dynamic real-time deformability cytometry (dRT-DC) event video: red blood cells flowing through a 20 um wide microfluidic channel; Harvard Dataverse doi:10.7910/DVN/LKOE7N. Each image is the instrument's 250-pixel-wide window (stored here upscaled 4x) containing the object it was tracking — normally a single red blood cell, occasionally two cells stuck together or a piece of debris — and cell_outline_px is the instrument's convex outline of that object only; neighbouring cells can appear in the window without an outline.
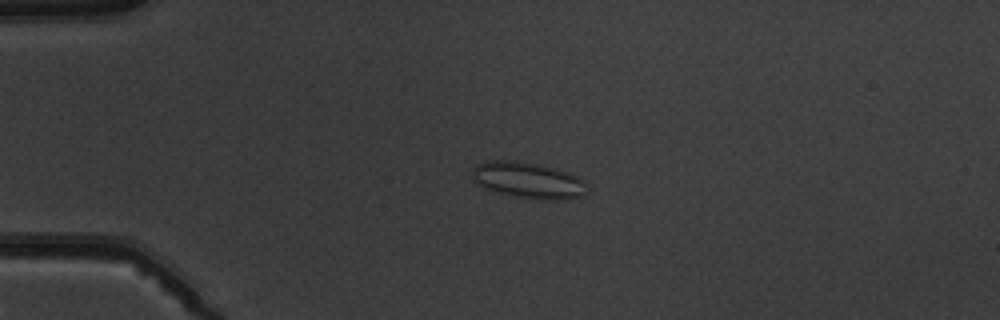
{"species": "common noctule bat (a hibernating species)", "species_latin": "Nyctalus noctula", "temperature_condition": "warm", "stored_images_in_passage": 5, "camera_frame_rate_fps": 3000, "um_per_image_px": 0.085, "animal": {"sex": "male", "body_mass_g": 19.5, "forearm_length_mm": 54.6}, "frame": {"image": 1, "passage_image": 4, "time_ms": 3.667, "image_size_px": [1000, 320], "cell_outline_px": [[588, 192], [584, 196], [556, 200], [548, 200], [520, 196], [500, 192], [488, 188], [472, 180], [472, 168], [476, 164], [488, 160], [512, 160], [540, 164], [560, 168], [576, 176], [584, 184]], "centroid_in_image_um": [44.9, 15.29], "position_along_channel_um": 40.1, "area_um2": 23.99}}